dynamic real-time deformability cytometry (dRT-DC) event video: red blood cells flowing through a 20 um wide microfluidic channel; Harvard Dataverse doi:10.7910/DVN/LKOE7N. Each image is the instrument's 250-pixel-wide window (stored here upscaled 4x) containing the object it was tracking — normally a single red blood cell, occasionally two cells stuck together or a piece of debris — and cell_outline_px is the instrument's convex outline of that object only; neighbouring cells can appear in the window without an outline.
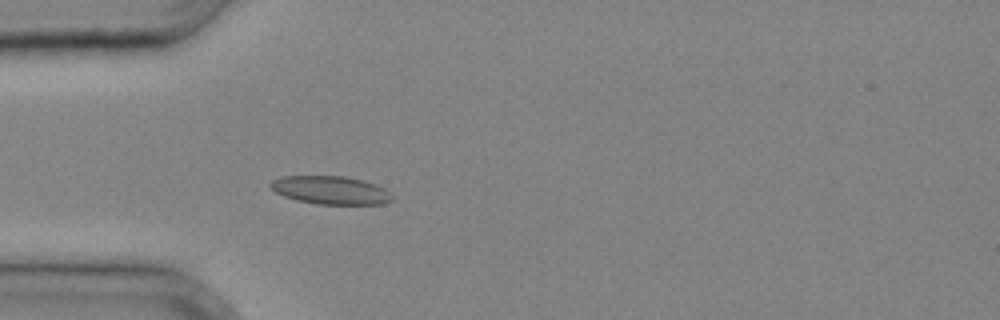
{"species": "common noctule bat (a hibernating species)", "species_latin": "Nyctalus noctula", "temperature_condition": "cold", "stored_images_in_passage": 35, "camera_frame_rate_fps": 3000, "um_per_image_px": 0.085, "animal": {"sex": "male", "body_mass_g": 20.4}, "frame": {"image": 1, "passage_image": 11, "time_ms": 3.333, "image_size_px": [1000, 320], "cell_outline_px": [[392, 200], [384, 204], [316, 204], [296, 200], [284, 196], [276, 192], [268, 184], [272, 180], [284, 176], [344, 176], [364, 180], [376, 184], [384, 188], [392, 196]], "centroid_in_image_um": [28.11, 16.16], "position_along_channel_um": 56.9, "area_um2": 20.0}}
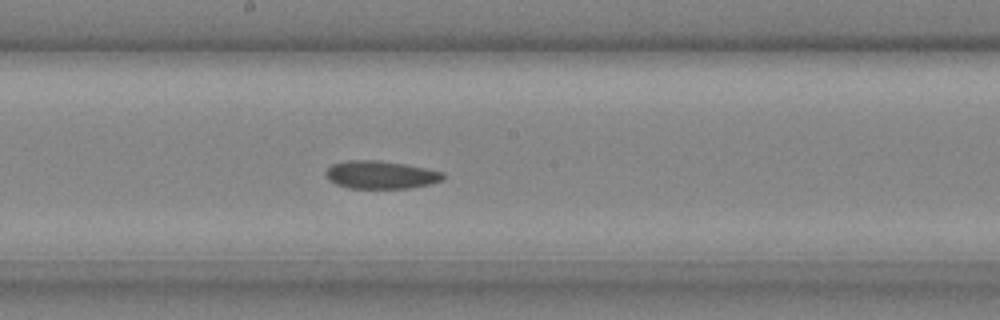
{"frame": {"image": 2, "passage_image": 20, "time_ms": 6.333, "image_size_px": [1000, 320], "cell_outline_px": [[444, 180], [428, 184], [408, 188], [348, 188], [336, 184], [324, 172], [332, 164], [348, 160], [380, 160], [404, 164], [444, 172]], "centroid_in_image_um": [32.37, 14.85], "position_along_channel_um": 215.8, "area_um2": 18.9}}
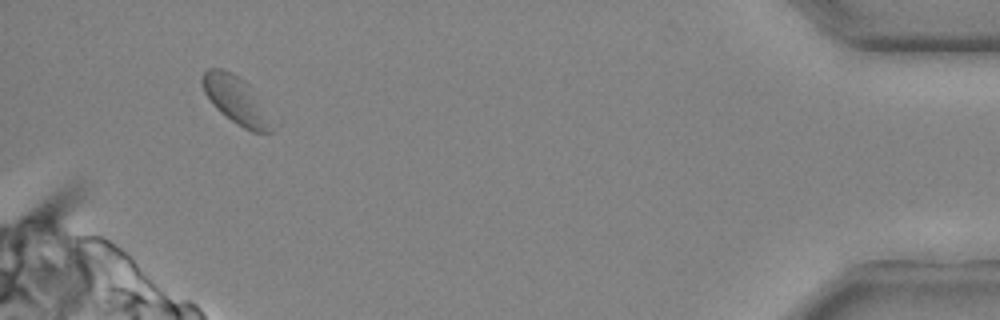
{"frame": {"image": 3, "passage_image": 34, "time_ms": 11.0, "image_size_px": [1000, 320], "cell_outline_px": [[280, 124], [272, 132], [252, 132], [236, 124], [220, 112], [212, 104], [204, 92], [200, 80], [204, 72], [208, 68], [224, 68], [232, 72], [244, 80], [248, 84]], "centroid_in_image_um": [20.17, 8.56], "position_along_channel_um": 415.0, "area_um2": 20.17}}